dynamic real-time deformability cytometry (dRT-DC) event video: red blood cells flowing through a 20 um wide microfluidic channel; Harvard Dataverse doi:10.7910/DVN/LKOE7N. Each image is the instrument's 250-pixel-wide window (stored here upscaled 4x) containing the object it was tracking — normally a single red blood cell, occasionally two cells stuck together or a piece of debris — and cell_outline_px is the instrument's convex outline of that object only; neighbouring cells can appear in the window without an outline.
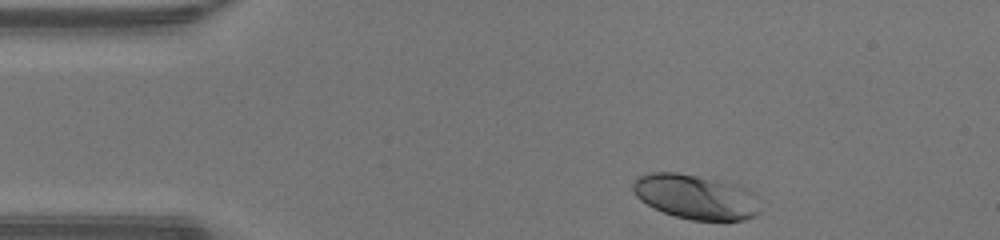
{"species": "human", "species_latin": "Homo sapiens", "temperature_condition": "warm", "stored_images_in_passage": 32, "camera_frame_rate_fps": 3000, "um_per_image_px": 0.085, "donor": {"sex": "male"}, "frame": {"image": 1, "passage_image": 1, "time_ms": 0.0, "image_size_px": [1000, 240], "cell_outline_px": [[760, 212], [756, 216], [744, 220], [692, 220], [676, 216], [664, 212], [640, 200], [636, 196], [632, 188], [632, 184], [640, 176], [652, 172], [676, 172], [696, 176], [720, 184]], "centroid_in_image_um": [58.75, 16.77], "position_along_channel_um": 26.3, "area_um2": 29.59}}
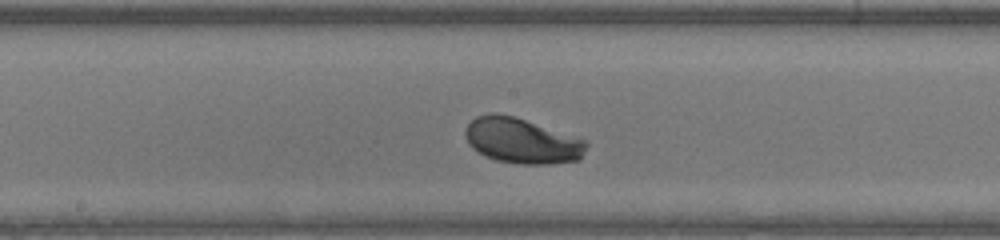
{"frame": {"image": 2, "passage_image": 18, "time_ms": 5.667, "image_size_px": [1000, 240], "cell_outline_px": [[588, 144], [580, 160], [552, 164], [520, 164], [496, 160], [484, 156], [472, 148], [468, 144], [464, 132], [468, 124], [476, 116], [488, 112], [496, 112], [516, 116], [588, 140]], "centroid_in_image_um": [44.36, 11.95], "position_along_channel_um": 203.8, "area_um2": 32.6}}
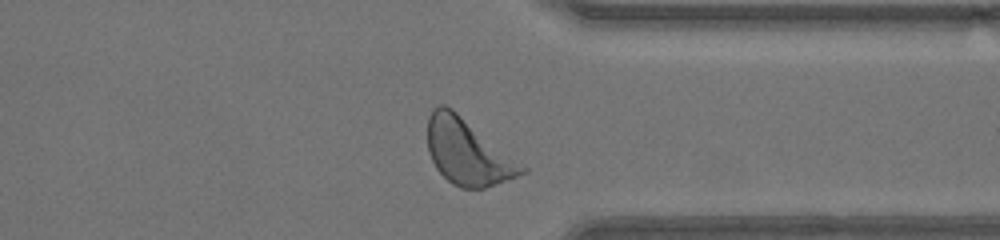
{"frame": {"image": 3, "passage_image": 30, "time_ms": 9.667, "image_size_px": [1000, 240], "cell_outline_px": [[528, 172], [484, 188], [460, 188], [452, 184], [436, 168], [428, 152], [428, 116], [432, 108], [440, 104], [444, 104], [452, 108], [528, 168]], "centroid_in_image_um": [39.74, 12.91], "position_along_channel_um": 371.7, "area_um2": 35.89}, "authors_computed_cell_mechanics": {"area_um2": 31.3854, "velocity_mm_per_s": 4.2949, "shape_relaxation_time_tau1_ms": 1.9115, "shape_relaxation_time_tau2_ms": null, "deformation_change_tau1": 0.1592, "deformation_change_tau2": null}}